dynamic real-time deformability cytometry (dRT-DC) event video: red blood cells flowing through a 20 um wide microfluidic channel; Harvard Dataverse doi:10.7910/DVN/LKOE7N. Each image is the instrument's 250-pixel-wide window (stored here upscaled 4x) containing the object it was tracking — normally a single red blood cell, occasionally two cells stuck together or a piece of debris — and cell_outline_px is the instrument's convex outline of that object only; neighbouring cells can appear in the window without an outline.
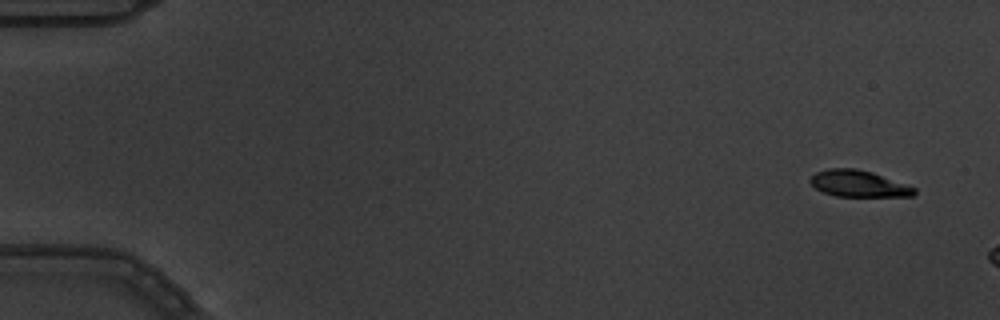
{"species": "common noctule bat (a hibernating species)", "species_latin": "Nyctalus noctula", "temperature_condition": "warm", "stored_images_in_passage": 3, "camera_frame_rate_fps": 3000, "um_per_image_px": 0.085, "animal": {"sex": "male", "body_mass_g": 19.5, "forearm_length_mm": 54.6}, "frame": {"image": 1, "passage_image": 1, "time_ms": 0.0, "image_size_px": [1000, 320], "cell_outline_px": [[916, 192], [912, 196], [836, 196], [824, 192], [816, 188], [808, 180], [816, 172], [828, 168], [856, 168], [872, 172], [916, 188]], "centroid_in_image_um": [72.96, 15.6], "position_along_channel_um": 12.0, "area_um2": 15.9}}